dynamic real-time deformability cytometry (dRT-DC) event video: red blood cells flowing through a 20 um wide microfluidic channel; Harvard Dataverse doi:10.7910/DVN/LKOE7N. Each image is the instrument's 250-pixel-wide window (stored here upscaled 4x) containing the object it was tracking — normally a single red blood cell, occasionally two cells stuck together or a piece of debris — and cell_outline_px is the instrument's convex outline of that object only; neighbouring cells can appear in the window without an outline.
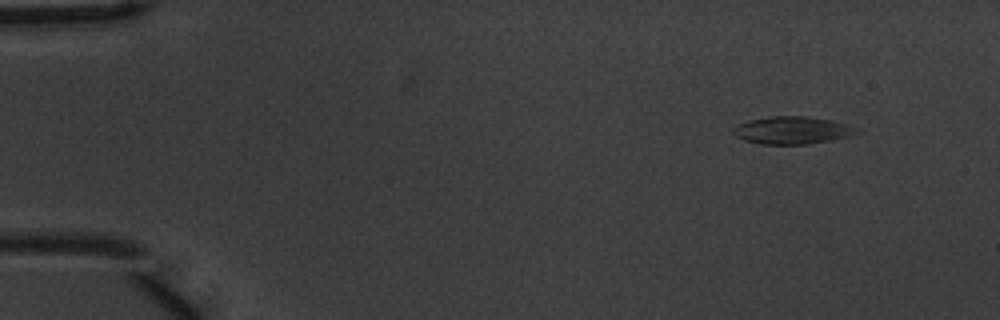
{"species": "common noctule bat (a hibernating species)", "species_latin": "Nyctalus noctula", "temperature_condition": "warm", "stored_images_in_passage": 51, "camera_frame_rate_fps": 3000, "um_per_image_px": 0.085, "animal": {"sex": "male", "body_mass_g": 20.1, "forearm_length_mm": 53.5}, "frame": {"image": 1, "passage_image": 1, "time_ms": 0.0, "image_size_px": [1000, 320], "cell_outline_px": [[860, 132], [848, 136], [832, 140], [808, 144], [760, 144], [744, 140], [736, 136], [732, 132], [732, 128], [736, 124], [748, 120], [772, 116], [804, 116], [832, 120], [848, 124], [860, 128]], "centroid_in_image_um": [67.34, 11.07], "position_along_channel_um": 17.7, "area_um2": 20.0}}
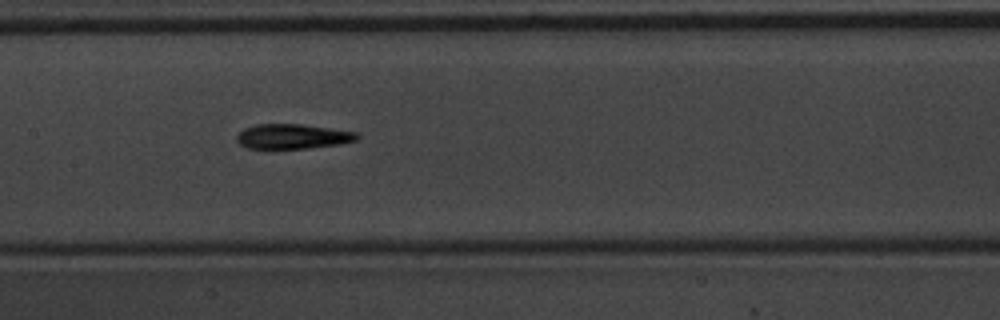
{"frame": {"image": 2, "passage_image": 23, "time_ms": 7.333, "image_size_px": [1000, 320], "cell_outline_px": [[360, 136], [356, 140], [340, 144], [308, 148], [248, 148], [240, 144], [236, 140], [236, 136], [244, 128], [256, 124], [300, 124], [356, 132]], "centroid_in_image_um": [24.86, 11.59], "position_along_channel_um": 182.5, "area_um2": 17.22}}
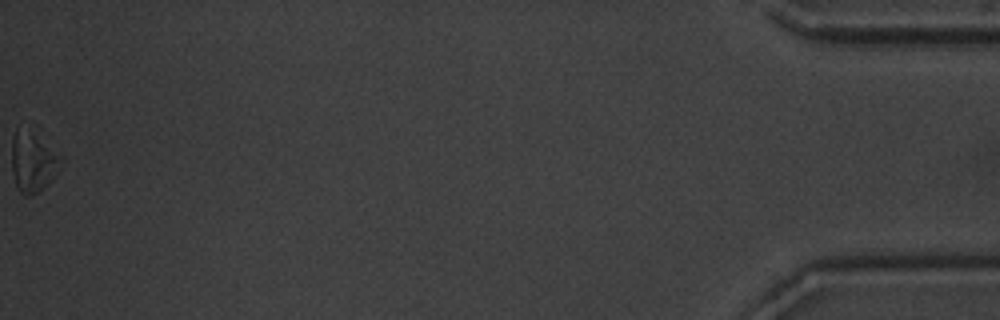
{"frame": {"image": 3, "passage_image": 51, "time_ms": 16.667, "image_size_px": [1000, 320], "cell_outline_px": [[52, 160], [48, 180], [36, 192], [28, 196], [24, 196], [20, 192], [16, 184], [12, 172], [12, 136], [16, 132], [32, 136], [52, 156]], "centroid_in_image_um": [2.51, 13.92], "position_along_channel_um": 432.7, "area_um2": 13.64}, "authors_computed_cell_mechanics": {"area_um2": 17.918, "velocity_mm_per_s": 3.6865, "shape_relaxation_time_tau1_ms": 3.7295, "shape_relaxation_time_tau2_ms": 5.3577, "deformation_change_tau1": 0.1498, "deformation_change_tau2": 0.1922}}